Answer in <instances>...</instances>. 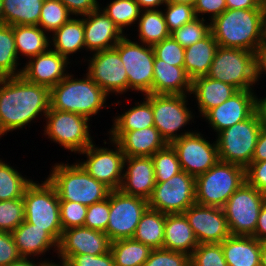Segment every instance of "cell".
Wrapping results in <instances>:
<instances>
[{"label": "cell", "mask_w": 266, "mask_h": 266, "mask_svg": "<svg viewBox=\"0 0 266 266\" xmlns=\"http://www.w3.org/2000/svg\"><path fill=\"white\" fill-rule=\"evenodd\" d=\"M17 55L19 52L31 58L46 52L49 40L38 25L13 26Z\"/></svg>", "instance_id": "33"}, {"label": "cell", "mask_w": 266, "mask_h": 266, "mask_svg": "<svg viewBox=\"0 0 266 266\" xmlns=\"http://www.w3.org/2000/svg\"><path fill=\"white\" fill-rule=\"evenodd\" d=\"M54 33V51L66 58L67 55L85 47L83 19L70 18Z\"/></svg>", "instance_id": "34"}, {"label": "cell", "mask_w": 266, "mask_h": 266, "mask_svg": "<svg viewBox=\"0 0 266 266\" xmlns=\"http://www.w3.org/2000/svg\"><path fill=\"white\" fill-rule=\"evenodd\" d=\"M44 0H2L3 24L38 25Z\"/></svg>", "instance_id": "31"}, {"label": "cell", "mask_w": 266, "mask_h": 266, "mask_svg": "<svg viewBox=\"0 0 266 266\" xmlns=\"http://www.w3.org/2000/svg\"><path fill=\"white\" fill-rule=\"evenodd\" d=\"M139 37L144 44L153 46L171 36L164 15L159 10H145L139 17Z\"/></svg>", "instance_id": "37"}, {"label": "cell", "mask_w": 266, "mask_h": 266, "mask_svg": "<svg viewBox=\"0 0 266 266\" xmlns=\"http://www.w3.org/2000/svg\"><path fill=\"white\" fill-rule=\"evenodd\" d=\"M3 24V16H2V0H0V25Z\"/></svg>", "instance_id": "66"}, {"label": "cell", "mask_w": 266, "mask_h": 266, "mask_svg": "<svg viewBox=\"0 0 266 266\" xmlns=\"http://www.w3.org/2000/svg\"><path fill=\"white\" fill-rule=\"evenodd\" d=\"M111 141H116L125 157H151L168 143L155 126L133 131H111Z\"/></svg>", "instance_id": "23"}, {"label": "cell", "mask_w": 266, "mask_h": 266, "mask_svg": "<svg viewBox=\"0 0 266 266\" xmlns=\"http://www.w3.org/2000/svg\"><path fill=\"white\" fill-rule=\"evenodd\" d=\"M98 10L83 15L87 16L83 19L85 47L95 52L114 48L123 37L122 32L105 12Z\"/></svg>", "instance_id": "24"}, {"label": "cell", "mask_w": 266, "mask_h": 266, "mask_svg": "<svg viewBox=\"0 0 266 266\" xmlns=\"http://www.w3.org/2000/svg\"><path fill=\"white\" fill-rule=\"evenodd\" d=\"M165 5L167 12L163 15L170 33L197 18L194 7L190 4L165 3Z\"/></svg>", "instance_id": "46"}, {"label": "cell", "mask_w": 266, "mask_h": 266, "mask_svg": "<svg viewBox=\"0 0 266 266\" xmlns=\"http://www.w3.org/2000/svg\"><path fill=\"white\" fill-rule=\"evenodd\" d=\"M260 266H266V241L261 242Z\"/></svg>", "instance_id": "63"}, {"label": "cell", "mask_w": 266, "mask_h": 266, "mask_svg": "<svg viewBox=\"0 0 266 266\" xmlns=\"http://www.w3.org/2000/svg\"><path fill=\"white\" fill-rule=\"evenodd\" d=\"M218 47L210 32L202 40L185 48L183 66L191 81L207 76Z\"/></svg>", "instance_id": "27"}, {"label": "cell", "mask_w": 266, "mask_h": 266, "mask_svg": "<svg viewBox=\"0 0 266 266\" xmlns=\"http://www.w3.org/2000/svg\"><path fill=\"white\" fill-rule=\"evenodd\" d=\"M117 146L115 151L107 148H95L93 143L89 145L83 154H87V161L80 165L97 181L103 182L111 190H119L123 176L124 153L120 145L113 141Z\"/></svg>", "instance_id": "16"}, {"label": "cell", "mask_w": 266, "mask_h": 266, "mask_svg": "<svg viewBox=\"0 0 266 266\" xmlns=\"http://www.w3.org/2000/svg\"><path fill=\"white\" fill-rule=\"evenodd\" d=\"M110 251L115 266H143L152 249L133 238L111 242Z\"/></svg>", "instance_id": "35"}, {"label": "cell", "mask_w": 266, "mask_h": 266, "mask_svg": "<svg viewBox=\"0 0 266 266\" xmlns=\"http://www.w3.org/2000/svg\"><path fill=\"white\" fill-rule=\"evenodd\" d=\"M21 258L12 234L0 231V266H7Z\"/></svg>", "instance_id": "53"}, {"label": "cell", "mask_w": 266, "mask_h": 266, "mask_svg": "<svg viewBox=\"0 0 266 266\" xmlns=\"http://www.w3.org/2000/svg\"><path fill=\"white\" fill-rule=\"evenodd\" d=\"M109 208L106 234L110 241L129 239L133 238L141 216L148 208V200L111 190Z\"/></svg>", "instance_id": "11"}, {"label": "cell", "mask_w": 266, "mask_h": 266, "mask_svg": "<svg viewBox=\"0 0 266 266\" xmlns=\"http://www.w3.org/2000/svg\"><path fill=\"white\" fill-rule=\"evenodd\" d=\"M67 60L56 51L47 50L32 58L21 70V76L28 82L51 89L67 76L64 75Z\"/></svg>", "instance_id": "21"}, {"label": "cell", "mask_w": 266, "mask_h": 266, "mask_svg": "<svg viewBox=\"0 0 266 266\" xmlns=\"http://www.w3.org/2000/svg\"><path fill=\"white\" fill-rule=\"evenodd\" d=\"M266 160V128L262 127L255 146L252 162H260Z\"/></svg>", "instance_id": "57"}, {"label": "cell", "mask_w": 266, "mask_h": 266, "mask_svg": "<svg viewBox=\"0 0 266 266\" xmlns=\"http://www.w3.org/2000/svg\"><path fill=\"white\" fill-rule=\"evenodd\" d=\"M246 182L266 194V160L251 162L245 168Z\"/></svg>", "instance_id": "52"}, {"label": "cell", "mask_w": 266, "mask_h": 266, "mask_svg": "<svg viewBox=\"0 0 266 266\" xmlns=\"http://www.w3.org/2000/svg\"><path fill=\"white\" fill-rule=\"evenodd\" d=\"M207 76L238 90H252L250 86L256 82L254 52L219 46Z\"/></svg>", "instance_id": "8"}, {"label": "cell", "mask_w": 266, "mask_h": 266, "mask_svg": "<svg viewBox=\"0 0 266 266\" xmlns=\"http://www.w3.org/2000/svg\"><path fill=\"white\" fill-rule=\"evenodd\" d=\"M255 112L261 127L266 128V98L261 100L255 98Z\"/></svg>", "instance_id": "60"}, {"label": "cell", "mask_w": 266, "mask_h": 266, "mask_svg": "<svg viewBox=\"0 0 266 266\" xmlns=\"http://www.w3.org/2000/svg\"><path fill=\"white\" fill-rule=\"evenodd\" d=\"M170 145L176 151L181 169L195 178L219 161L217 143L212 146L198 133L184 135Z\"/></svg>", "instance_id": "14"}, {"label": "cell", "mask_w": 266, "mask_h": 266, "mask_svg": "<svg viewBox=\"0 0 266 266\" xmlns=\"http://www.w3.org/2000/svg\"><path fill=\"white\" fill-rule=\"evenodd\" d=\"M110 246L111 241L105 232L80 226L63 230L57 250L63 264L70 256L105 254L110 251Z\"/></svg>", "instance_id": "19"}, {"label": "cell", "mask_w": 266, "mask_h": 266, "mask_svg": "<svg viewBox=\"0 0 266 266\" xmlns=\"http://www.w3.org/2000/svg\"><path fill=\"white\" fill-rule=\"evenodd\" d=\"M166 3H184L194 6L196 0H165Z\"/></svg>", "instance_id": "64"}, {"label": "cell", "mask_w": 266, "mask_h": 266, "mask_svg": "<svg viewBox=\"0 0 266 266\" xmlns=\"http://www.w3.org/2000/svg\"><path fill=\"white\" fill-rule=\"evenodd\" d=\"M49 264L51 263L45 261L37 265V264H34L32 261L27 260V258L22 257L20 260L12 262L11 264L7 266H48Z\"/></svg>", "instance_id": "62"}, {"label": "cell", "mask_w": 266, "mask_h": 266, "mask_svg": "<svg viewBox=\"0 0 266 266\" xmlns=\"http://www.w3.org/2000/svg\"><path fill=\"white\" fill-rule=\"evenodd\" d=\"M255 75L256 81L263 70L266 72V43L262 42L255 50Z\"/></svg>", "instance_id": "56"}, {"label": "cell", "mask_w": 266, "mask_h": 266, "mask_svg": "<svg viewBox=\"0 0 266 266\" xmlns=\"http://www.w3.org/2000/svg\"><path fill=\"white\" fill-rule=\"evenodd\" d=\"M129 163L127 171L122 174L123 179L119 190L130 196H137L148 200L156 185L154 164L151 157H125Z\"/></svg>", "instance_id": "22"}, {"label": "cell", "mask_w": 266, "mask_h": 266, "mask_svg": "<svg viewBox=\"0 0 266 266\" xmlns=\"http://www.w3.org/2000/svg\"><path fill=\"white\" fill-rule=\"evenodd\" d=\"M110 215L109 195L105 200L88 206L84 226L106 233Z\"/></svg>", "instance_id": "50"}, {"label": "cell", "mask_w": 266, "mask_h": 266, "mask_svg": "<svg viewBox=\"0 0 266 266\" xmlns=\"http://www.w3.org/2000/svg\"><path fill=\"white\" fill-rule=\"evenodd\" d=\"M143 266H191L190 255L167 249H152Z\"/></svg>", "instance_id": "48"}, {"label": "cell", "mask_w": 266, "mask_h": 266, "mask_svg": "<svg viewBox=\"0 0 266 266\" xmlns=\"http://www.w3.org/2000/svg\"><path fill=\"white\" fill-rule=\"evenodd\" d=\"M156 183H163L182 171L176 151L168 144L151 156Z\"/></svg>", "instance_id": "40"}, {"label": "cell", "mask_w": 266, "mask_h": 266, "mask_svg": "<svg viewBox=\"0 0 266 266\" xmlns=\"http://www.w3.org/2000/svg\"><path fill=\"white\" fill-rule=\"evenodd\" d=\"M227 9L263 8V0H226Z\"/></svg>", "instance_id": "58"}, {"label": "cell", "mask_w": 266, "mask_h": 266, "mask_svg": "<svg viewBox=\"0 0 266 266\" xmlns=\"http://www.w3.org/2000/svg\"><path fill=\"white\" fill-rule=\"evenodd\" d=\"M2 85V86H1ZM50 108V89L26 81L21 75L0 77V136L22 128Z\"/></svg>", "instance_id": "1"}, {"label": "cell", "mask_w": 266, "mask_h": 266, "mask_svg": "<svg viewBox=\"0 0 266 266\" xmlns=\"http://www.w3.org/2000/svg\"><path fill=\"white\" fill-rule=\"evenodd\" d=\"M139 7L142 8V7H145L146 10H152V7H154V10H155V7L156 6H159L161 5L162 3H166L165 0H135ZM150 7V8H149Z\"/></svg>", "instance_id": "61"}, {"label": "cell", "mask_w": 266, "mask_h": 266, "mask_svg": "<svg viewBox=\"0 0 266 266\" xmlns=\"http://www.w3.org/2000/svg\"><path fill=\"white\" fill-rule=\"evenodd\" d=\"M264 9V31H263V42L266 43V0H263Z\"/></svg>", "instance_id": "65"}, {"label": "cell", "mask_w": 266, "mask_h": 266, "mask_svg": "<svg viewBox=\"0 0 266 266\" xmlns=\"http://www.w3.org/2000/svg\"><path fill=\"white\" fill-rule=\"evenodd\" d=\"M193 7L197 18L198 13H212V20L227 9L226 0H196Z\"/></svg>", "instance_id": "54"}, {"label": "cell", "mask_w": 266, "mask_h": 266, "mask_svg": "<svg viewBox=\"0 0 266 266\" xmlns=\"http://www.w3.org/2000/svg\"><path fill=\"white\" fill-rule=\"evenodd\" d=\"M71 14L87 15L99 9L96 0H60Z\"/></svg>", "instance_id": "55"}, {"label": "cell", "mask_w": 266, "mask_h": 266, "mask_svg": "<svg viewBox=\"0 0 266 266\" xmlns=\"http://www.w3.org/2000/svg\"><path fill=\"white\" fill-rule=\"evenodd\" d=\"M147 46V48H146ZM140 46L123 36L114 47L123 62L128 76V89L152 94L155 54L153 47Z\"/></svg>", "instance_id": "12"}, {"label": "cell", "mask_w": 266, "mask_h": 266, "mask_svg": "<svg viewBox=\"0 0 266 266\" xmlns=\"http://www.w3.org/2000/svg\"><path fill=\"white\" fill-rule=\"evenodd\" d=\"M65 266H115L111 251L101 255L81 254L70 256Z\"/></svg>", "instance_id": "51"}, {"label": "cell", "mask_w": 266, "mask_h": 266, "mask_svg": "<svg viewBox=\"0 0 266 266\" xmlns=\"http://www.w3.org/2000/svg\"><path fill=\"white\" fill-rule=\"evenodd\" d=\"M255 98L251 90H239L219 106L208 110L203 116L219 133L248 119L255 112Z\"/></svg>", "instance_id": "20"}, {"label": "cell", "mask_w": 266, "mask_h": 266, "mask_svg": "<svg viewBox=\"0 0 266 266\" xmlns=\"http://www.w3.org/2000/svg\"><path fill=\"white\" fill-rule=\"evenodd\" d=\"M48 181L55 187L59 201L86 206L105 200L111 191L103 182L88 174L80 164L54 166Z\"/></svg>", "instance_id": "3"}, {"label": "cell", "mask_w": 266, "mask_h": 266, "mask_svg": "<svg viewBox=\"0 0 266 266\" xmlns=\"http://www.w3.org/2000/svg\"><path fill=\"white\" fill-rule=\"evenodd\" d=\"M186 97V95L152 94L154 126L168 144L191 133L174 134L192 119L191 112L185 105Z\"/></svg>", "instance_id": "15"}, {"label": "cell", "mask_w": 266, "mask_h": 266, "mask_svg": "<svg viewBox=\"0 0 266 266\" xmlns=\"http://www.w3.org/2000/svg\"><path fill=\"white\" fill-rule=\"evenodd\" d=\"M191 266H228L220 243L198 244L190 255Z\"/></svg>", "instance_id": "44"}, {"label": "cell", "mask_w": 266, "mask_h": 266, "mask_svg": "<svg viewBox=\"0 0 266 266\" xmlns=\"http://www.w3.org/2000/svg\"><path fill=\"white\" fill-rule=\"evenodd\" d=\"M25 221L23 198L0 201V231L11 233Z\"/></svg>", "instance_id": "43"}, {"label": "cell", "mask_w": 266, "mask_h": 266, "mask_svg": "<svg viewBox=\"0 0 266 266\" xmlns=\"http://www.w3.org/2000/svg\"><path fill=\"white\" fill-rule=\"evenodd\" d=\"M121 32L140 17L141 8L135 0H114L104 10Z\"/></svg>", "instance_id": "41"}, {"label": "cell", "mask_w": 266, "mask_h": 266, "mask_svg": "<svg viewBox=\"0 0 266 266\" xmlns=\"http://www.w3.org/2000/svg\"><path fill=\"white\" fill-rule=\"evenodd\" d=\"M153 69L152 94L185 95L186 91L191 93L192 81L184 66L170 65L155 56Z\"/></svg>", "instance_id": "25"}, {"label": "cell", "mask_w": 266, "mask_h": 266, "mask_svg": "<svg viewBox=\"0 0 266 266\" xmlns=\"http://www.w3.org/2000/svg\"><path fill=\"white\" fill-rule=\"evenodd\" d=\"M17 50L14 41L13 26L0 25V77L20 76L21 71L15 72L17 67Z\"/></svg>", "instance_id": "38"}, {"label": "cell", "mask_w": 266, "mask_h": 266, "mask_svg": "<svg viewBox=\"0 0 266 266\" xmlns=\"http://www.w3.org/2000/svg\"><path fill=\"white\" fill-rule=\"evenodd\" d=\"M253 237L260 242L266 241V201L260 210Z\"/></svg>", "instance_id": "59"}, {"label": "cell", "mask_w": 266, "mask_h": 266, "mask_svg": "<svg viewBox=\"0 0 266 266\" xmlns=\"http://www.w3.org/2000/svg\"><path fill=\"white\" fill-rule=\"evenodd\" d=\"M48 266H60V265L51 262V264H49ZM62 266H65V265L62 264Z\"/></svg>", "instance_id": "67"}, {"label": "cell", "mask_w": 266, "mask_h": 266, "mask_svg": "<svg viewBox=\"0 0 266 266\" xmlns=\"http://www.w3.org/2000/svg\"><path fill=\"white\" fill-rule=\"evenodd\" d=\"M146 101L131 108L114 120L111 131H133L154 126L152 94H146Z\"/></svg>", "instance_id": "36"}, {"label": "cell", "mask_w": 266, "mask_h": 266, "mask_svg": "<svg viewBox=\"0 0 266 266\" xmlns=\"http://www.w3.org/2000/svg\"><path fill=\"white\" fill-rule=\"evenodd\" d=\"M228 266H260L261 242L253 236H229L222 243Z\"/></svg>", "instance_id": "26"}, {"label": "cell", "mask_w": 266, "mask_h": 266, "mask_svg": "<svg viewBox=\"0 0 266 266\" xmlns=\"http://www.w3.org/2000/svg\"><path fill=\"white\" fill-rule=\"evenodd\" d=\"M67 75L50 89V108L90 117L104 106L107 94L88 75L74 80Z\"/></svg>", "instance_id": "4"}, {"label": "cell", "mask_w": 266, "mask_h": 266, "mask_svg": "<svg viewBox=\"0 0 266 266\" xmlns=\"http://www.w3.org/2000/svg\"><path fill=\"white\" fill-rule=\"evenodd\" d=\"M264 9H226L210 23L220 47L255 52L263 42Z\"/></svg>", "instance_id": "2"}, {"label": "cell", "mask_w": 266, "mask_h": 266, "mask_svg": "<svg viewBox=\"0 0 266 266\" xmlns=\"http://www.w3.org/2000/svg\"><path fill=\"white\" fill-rule=\"evenodd\" d=\"M183 214L198 244L222 243L231 236L222 208L194 203Z\"/></svg>", "instance_id": "17"}, {"label": "cell", "mask_w": 266, "mask_h": 266, "mask_svg": "<svg viewBox=\"0 0 266 266\" xmlns=\"http://www.w3.org/2000/svg\"><path fill=\"white\" fill-rule=\"evenodd\" d=\"M154 54L158 59L173 65H184L185 48L182 47L172 36L162 40L153 46Z\"/></svg>", "instance_id": "47"}, {"label": "cell", "mask_w": 266, "mask_h": 266, "mask_svg": "<svg viewBox=\"0 0 266 266\" xmlns=\"http://www.w3.org/2000/svg\"><path fill=\"white\" fill-rule=\"evenodd\" d=\"M106 94L128 89V76L115 48L98 51L90 60L87 74Z\"/></svg>", "instance_id": "18"}, {"label": "cell", "mask_w": 266, "mask_h": 266, "mask_svg": "<svg viewBox=\"0 0 266 266\" xmlns=\"http://www.w3.org/2000/svg\"><path fill=\"white\" fill-rule=\"evenodd\" d=\"M25 221L48 232L58 243L62 236L60 201L55 187L46 179L41 185L33 181L24 194Z\"/></svg>", "instance_id": "6"}, {"label": "cell", "mask_w": 266, "mask_h": 266, "mask_svg": "<svg viewBox=\"0 0 266 266\" xmlns=\"http://www.w3.org/2000/svg\"><path fill=\"white\" fill-rule=\"evenodd\" d=\"M11 234L20 255L25 258L31 254L45 253L51 246L58 248V242L48 232L26 221Z\"/></svg>", "instance_id": "30"}, {"label": "cell", "mask_w": 266, "mask_h": 266, "mask_svg": "<svg viewBox=\"0 0 266 266\" xmlns=\"http://www.w3.org/2000/svg\"><path fill=\"white\" fill-rule=\"evenodd\" d=\"M261 128L254 112L248 119L219 132L216 141L219 160L246 168L252 162Z\"/></svg>", "instance_id": "7"}, {"label": "cell", "mask_w": 266, "mask_h": 266, "mask_svg": "<svg viewBox=\"0 0 266 266\" xmlns=\"http://www.w3.org/2000/svg\"><path fill=\"white\" fill-rule=\"evenodd\" d=\"M238 91L231 84L206 76L192 81L191 94L194 93L196 95L199 111L204 115L208 110L219 106Z\"/></svg>", "instance_id": "29"}, {"label": "cell", "mask_w": 266, "mask_h": 266, "mask_svg": "<svg viewBox=\"0 0 266 266\" xmlns=\"http://www.w3.org/2000/svg\"><path fill=\"white\" fill-rule=\"evenodd\" d=\"M31 182L0 160V201L23 198L24 191Z\"/></svg>", "instance_id": "39"}, {"label": "cell", "mask_w": 266, "mask_h": 266, "mask_svg": "<svg viewBox=\"0 0 266 266\" xmlns=\"http://www.w3.org/2000/svg\"><path fill=\"white\" fill-rule=\"evenodd\" d=\"M204 18H195L190 23L175 29L171 32V36L184 48L191 46L197 41L202 40L210 33V24H204Z\"/></svg>", "instance_id": "45"}, {"label": "cell", "mask_w": 266, "mask_h": 266, "mask_svg": "<svg viewBox=\"0 0 266 266\" xmlns=\"http://www.w3.org/2000/svg\"><path fill=\"white\" fill-rule=\"evenodd\" d=\"M266 194L245 182L222 207L233 236H253Z\"/></svg>", "instance_id": "9"}, {"label": "cell", "mask_w": 266, "mask_h": 266, "mask_svg": "<svg viewBox=\"0 0 266 266\" xmlns=\"http://www.w3.org/2000/svg\"><path fill=\"white\" fill-rule=\"evenodd\" d=\"M195 177L181 171L163 183H156L148 207L164 214H182L196 203Z\"/></svg>", "instance_id": "10"}, {"label": "cell", "mask_w": 266, "mask_h": 266, "mask_svg": "<svg viewBox=\"0 0 266 266\" xmlns=\"http://www.w3.org/2000/svg\"><path fill=\"white\" fill-rule=\"evenodd\" d=\"M88 206L71 202L60 201V222L62 231L72 227L84 226Z\"/></svg>", "instance_id": "49"}, {"label": "cell", "mask_w": 266, "mask_h": 266, "mask_svg": "<svg viewBox=\"0 0 266 266\" xmlns=\"http://www.w3.org/2000/svg\"><path fill=\"white\" fill-rule=\"evenodd\" d=\"M245 182L244 167L219 160L211 169L195 178L196 203L222 208Z\"/></svg>", "instance_id": "5"}, {"label": "cell", "mask_w": 266, "mask_h": 266, "mask_svg": "<svg viewBox=\"0 0 266 266\" xmlns=\"http://www.w3.org/2000/svg\"><path fill=\"white\" fill-rule=\"evenodd\" d=\"M69 16L68 8L60 0H44L38 26L54 32L70 19Z\"/></svg>", "instance_id": "42"}, {"label": "cell", "mask_w": 266, "mask_h": 266, "mask_svg": "<svg viewBox=\"0 0 266 266\" xmlns=\"http://www.w3.org/2000/svg\"><path fill=\"white\" fill-rule=\"evenodd\" d=\"M45 116L48 121L46 134L64 148L79 153L92 144L88 131V117L51 108Z\"/></svg>", "instance_id": "13"}, {"label": "cell", "mask_w": 266, "mask_h": 266, "mask_svg": "<svg viewBox=\"0 0 266 266\" xmlns=\"http://www.w3.org/2000/svg\"><path fill=\"white\" fill-rule=\"evenodd\" d=\"M166 214L147 208L137 225L133 239L151 249L163 248Z\"/></svg>", "instance_id": "32"}, {"label": "cell", "mask_w": 266, "mask_h": 266, "mask_svg": "<svg viewBox=\"0 0 266 266\" xmlns=\"http://www.w3.org/2000/svg\"><path fill=\"white\" fill-rule=\"evenodd\" d=\"M197 246L198 242L185 215L166 214L163 249L191 255Z\"/></svg>", "instance_id": "28"}]
</instances>
